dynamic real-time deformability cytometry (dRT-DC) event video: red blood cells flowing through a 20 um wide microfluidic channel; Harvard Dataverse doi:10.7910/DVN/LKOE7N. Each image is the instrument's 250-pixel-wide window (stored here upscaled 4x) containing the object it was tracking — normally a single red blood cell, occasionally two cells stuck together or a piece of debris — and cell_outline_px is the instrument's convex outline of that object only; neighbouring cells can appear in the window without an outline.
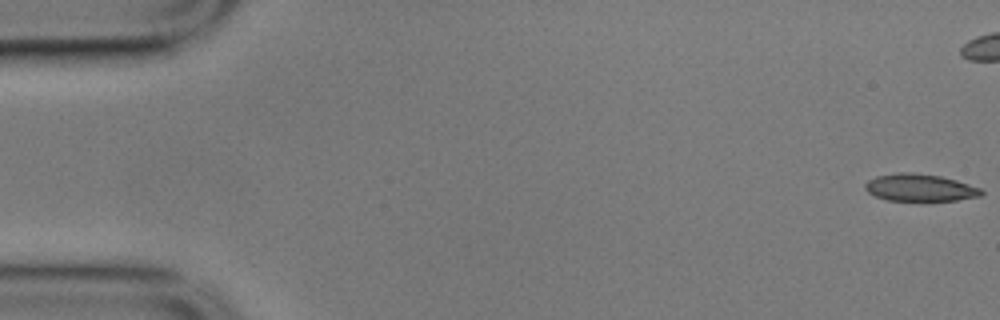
{"species": "common noctule bat (a hibernating species)", "species_latin": "Nyctalus noctula", "temperature_condition": "cold", "stored_images_in_passage": 15, "camera_frame_rate_fps": 3000, "um_per_image_px": 0.085, "animal": {"sex": "male", "body_mass_g": 17.9}, "frame": {"image": 1, "passage_image": 1, "time_ms": 0.0, "image_size_px": [1000, 320], "cell_outline_px": [[984, 192], [980, 196], [956, 200], [888, 200], [876, 196], [868, 192], [864, 188], [864, 184], [868, 180], [876, 176], [900, 172], [912, 172], [940, 176], [956, 180], [980, 188]], "centroid_in_image_um": [78.17, 15.94], "position_along_channel_um": 6.8, "area_um2": 18.26}}